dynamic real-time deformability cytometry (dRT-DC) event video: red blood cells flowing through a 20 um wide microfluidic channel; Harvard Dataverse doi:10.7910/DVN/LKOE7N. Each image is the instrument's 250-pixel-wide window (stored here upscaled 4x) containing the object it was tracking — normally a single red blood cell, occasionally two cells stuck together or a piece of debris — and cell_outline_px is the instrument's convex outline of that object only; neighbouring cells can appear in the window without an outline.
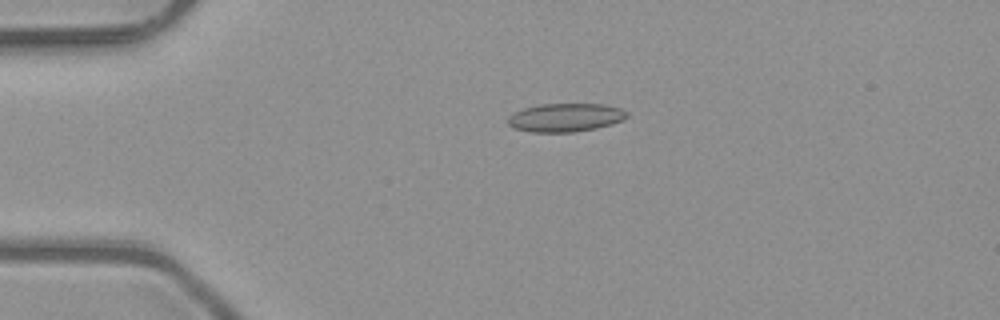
{"species": "common noctule bat (a hibernating species)", "species_latin": "Nyctalus noctula", "temperature_condition": "room temperature", "stored_images_in_passage": 2, "camera_frame_rate_fps": 3000, "um_per_image_px": 0.085, "animal": {"sex": "male", "body_mass_g": 23.1, "forearm_length_mm": 52.7}, "frame": {"image": 1, "passage_image": 2, "time_ms": 0.333, "image_size_px": [1000, 320], "cell_outline_px": [[628, 116], [624, 120], [612, 124], [596, 128], [576, 132], [532, 132], [516, 128], [508, 124], [508, 116], [524, 108], [540, 104], [604, 104], [620, 108], [628, 112]], "centroid_in_image_um": [48.1, 9.99], "position_along_channel_um": 36.9, "area_um2": 19.71}}